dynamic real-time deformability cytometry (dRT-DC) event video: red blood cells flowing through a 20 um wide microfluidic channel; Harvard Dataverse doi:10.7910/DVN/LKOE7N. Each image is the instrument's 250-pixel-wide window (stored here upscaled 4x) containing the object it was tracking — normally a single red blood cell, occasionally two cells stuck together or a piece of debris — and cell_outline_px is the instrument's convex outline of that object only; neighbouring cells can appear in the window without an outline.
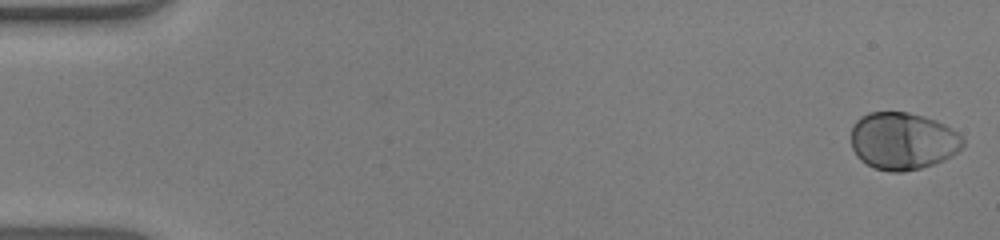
{"species": "human", "species_latin": "Homo sapiens", "temperature_condition": "warm", "stored_images_in_passage": 53, "camera_frame_rate_fps": 3000, "um_per_image_px": 0.085, "donor": {"sex": "male"}, "frame": {"image": 1, "passage_image": 1, "time_ms": 0.0, "image_size_px": [1000, 240], "cell_outline_px": [[964, 144], [952, 156], [944, 160], [920, 168], [900, 172], [892, 172], [876, 168], [860, 160], [856, 156], [852, 148], [852, 124], [860, 116], [868, 112], [908, 112], [924, 116], [936, 120], [952, 128], [964, 140]], "centroid_in_image_um": [76.72, 11.97], "position_along_channel_um": 8.3, "area_um2": 37.4}}
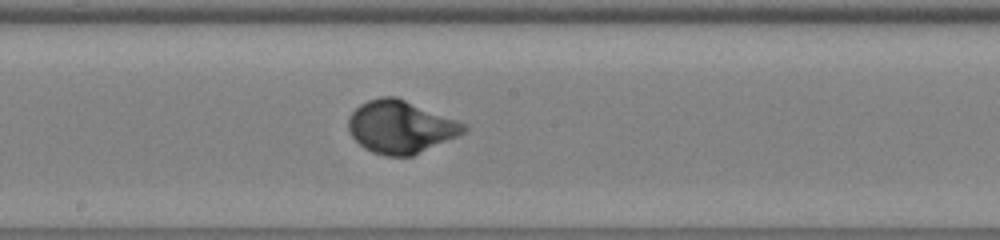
{"frame": {"image": 2, "passage_image": 29, "time_ms": 9.333, "image_size_px": [1000, 240], "cell_outline_px": [[468, 128], [464, 132], [456, 136], [412, 156], [384, 156], [372, 152], [364, 148], [352, 136], [348, 128], [348, 116], [360, 104], [368, 100], [380, 96], [396, 96], [456, 120], [464, 124]], "centroid_in_image_um": [34.0, 10.78], "position_along_channel_um": 214.2, "area_um2": 35.08}}
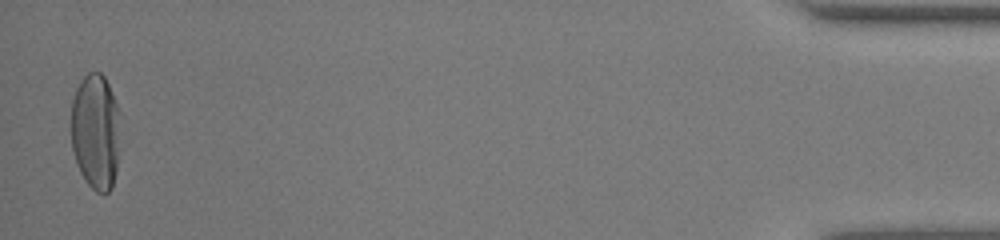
{"frame": {"image": 3, "passage_image": 52, "time_ms": 17.0, "image_size_px": [1000, 240], "cell_outline_px": [[120, 112], [116, 172], [112, 188], [104, 196], [96, 192], [88, 184], [80, 172], [76, 164], [72, 148], [72, 100], [76, 88], [80, 80], [88, 72], [100, 72], [104, 76], [108, 84]], "centroid_in_image_um": [8.13, 11.2], "position_along_channel_um": 427.1, "area_um2": 33.41}, "authors_computed_cell_mechanics": {"area_um2": 34.7956, "velocity_mm_per_s": 3.9275, "shape_relaxation_time_tau1_ms": 2.3866, "shape_relaxation_time_tau2_ms": null, "deformation_change_tau1": 0.1696, "deformation_change_tau2": null}}